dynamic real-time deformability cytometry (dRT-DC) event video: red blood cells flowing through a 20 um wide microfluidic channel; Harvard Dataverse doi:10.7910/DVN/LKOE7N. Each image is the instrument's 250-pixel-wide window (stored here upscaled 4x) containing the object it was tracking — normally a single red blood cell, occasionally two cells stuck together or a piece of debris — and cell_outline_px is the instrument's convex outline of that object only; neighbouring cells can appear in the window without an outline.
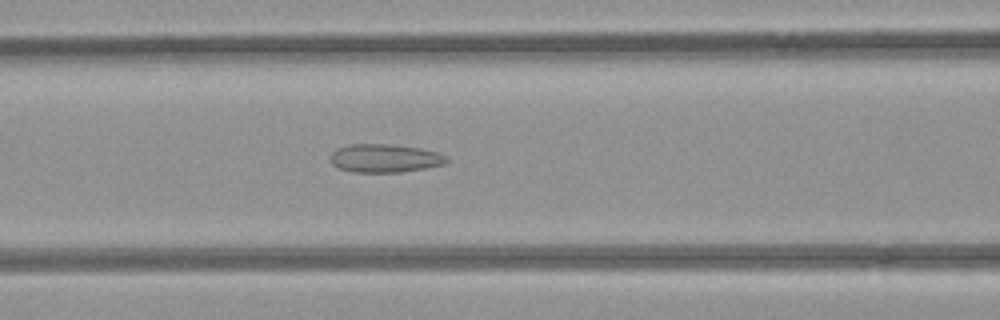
{"species": "common noctule bat (a hibernating species)", "species_latin": "Nyctalus noctula", "temperature_condition": "room temperature", "stored_images_in_passage": 51, "camera_frame_rate_fps": 3000, "um_per_image_px": 0.085, "animal": {"sex": "female", "body_mass_g": 21.9}, "frame": {"image": 1, "passage_image": 21, "time_ms": 6.667, "image_size_px": [1000, 320], "cell_outline_px": [[448, 160], [444, 164], [428, 168], [400, 172], [352, 172], [336, 168], [332, 164], [332, 152], [336, 148], [352, 144], [388, 144], [420, 148], [436, 152], [448, 156]], "centroid_in_image_um": [32.71, 13.46], "position_along_channel_um": 133.9, "area_um2": 19.25}}
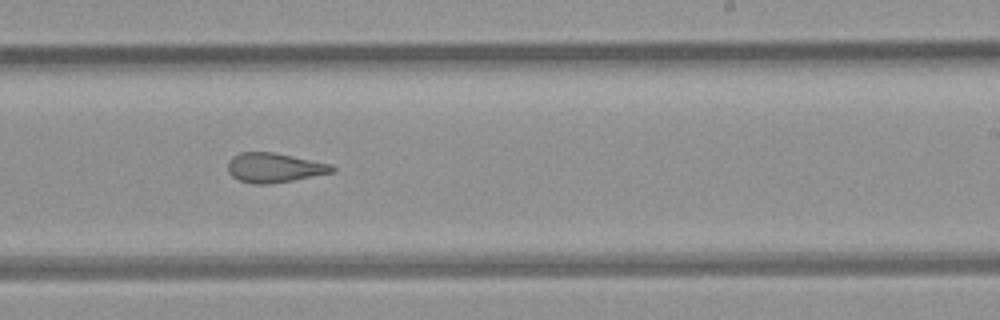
{"frame": {"image": 2, "passage_image": 31, "time_ms": 10.0, "image_size_px": [1000, 320], "cell_outline_px": [[336, 172], [292, 180], [268, 184], [252, 184], [240, 180], [232, 176], [228, 172], [228, 160], [232, 156], [240, 152], [272, 152], [332, 164], [336, 168]], "centroid_in_image_um": [23.32, 14.25], "position_along_channel_um": 265.7, "area_um2": 17.98}}
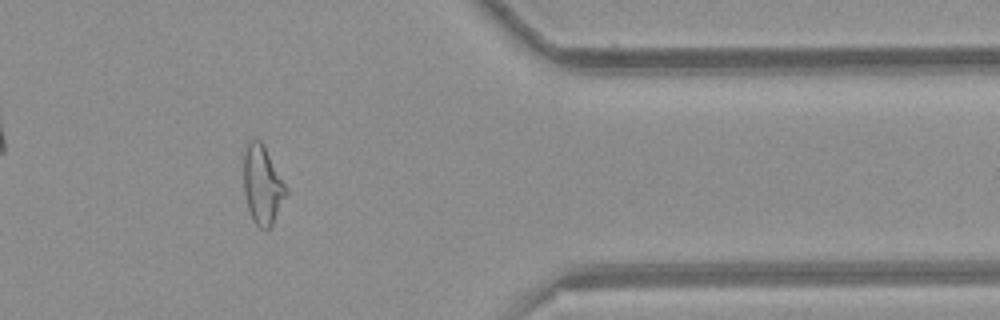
{"frame": {"image": 3, "passage_image": 42, "time_ms": 13.667, "image_size_px": [1000, 320], "cell_outline_px": [[288, 192], [272, 224], [268, 228], [260, 228], [252, 220], [244, 196], [244, 152], [248, 140], [252, 136], [260, 140], [264, 144], [288, 188]], "centroid_in_image_um": [22.3, 15.66], "position_along_channel_um": 389.1, "area_um2": 19.65}, "authors_computed_cell_mechanics": {"area_um2": 20.4612, "velocity_mm_per_s": 3.958, "shape_relaxation_time_tau1_ms": null, "shape_relaxation_time_tau2_ms": 2.0143, "deformation_change_tau1": null, "deformation_change_tau2": 0.1057}}